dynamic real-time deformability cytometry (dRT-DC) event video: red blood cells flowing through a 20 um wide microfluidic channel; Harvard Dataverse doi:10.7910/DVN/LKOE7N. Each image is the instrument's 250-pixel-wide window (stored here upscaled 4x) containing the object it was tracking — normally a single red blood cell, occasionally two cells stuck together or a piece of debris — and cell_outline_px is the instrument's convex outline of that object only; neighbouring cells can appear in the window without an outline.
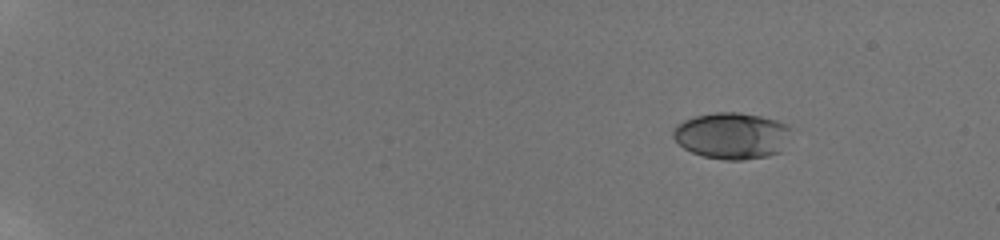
{"species": "human", "species_latin": "Homo sapiens", "temperature_condition": "room temperature", "stored_images_in_passage": 12, "camera_frame_rate_fps": 3000, "um_per_image_px": 0.085, "donor": {"sex": "male"}, "frame": {"image": 1, "passage_image": 1, "time_ms": 0.0, "image_size_px": [1000, 240], "cell_outline_px": [[792, 128], [780, 152], [768, 156], [740, 160], [724, 160], [704, 156], [692, 152], [684, 148], [672, 136], [672, 128], [676, 124], [684, 120], [696, 116], [716, 112], [740, 112], [760, 116], [776, 120], [788, 124]], "centroid_in_image_um": [62.2, 11.52], "position_along_channel_um": 22.8, "area_um2": 31.96}}
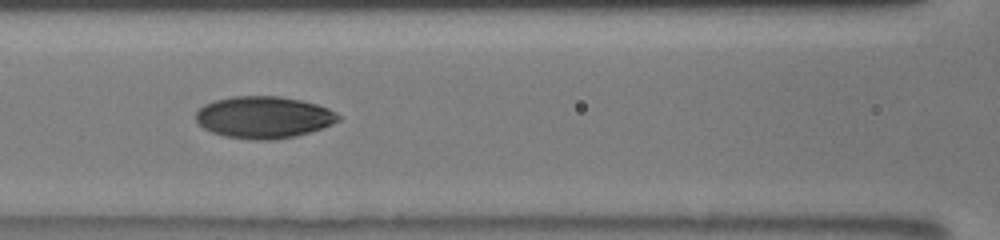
{"frame": {"image": 2, "passage_image": 9, "time_ms": 7.333, "image_size_px": [1000, 240], "cell_outline_px": [[340, 120], [332, 124], [296, 136], [276, 140], [256, 140], [224, 136], [212, 132], [204, 128], [196, 120], [196, 112], [204, 104], [216, 100], [232, 96], [280, 96], [300, 100], [316, 104], [328, 108], [336, 112], [340, 116]], "centroid_in_image_um": [22.42, 9.97], "position_along_channel_um": 144.2, "area_um2": 34.74}}
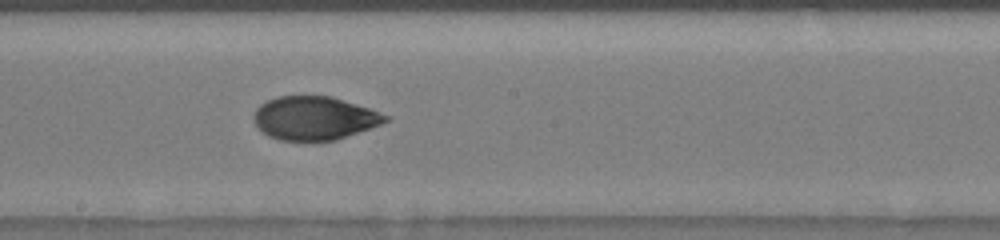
{"frame": {"image": 3, "passage_image": 11, "time_ms": 9.333, "image_size_px": [1000, 240], "cell_outline_px": [[392, 120], [336, 140], [280, 140], [268, 136], [260, 132], [252, 120], [252, 116], [256, 108], [260, 104], [276, 96], [332, 96], [392, 116]], "centroid_in_image_um": [26.7, 10.04], "position_along_channel_um": 221.5, "area_um2": 33.58}}